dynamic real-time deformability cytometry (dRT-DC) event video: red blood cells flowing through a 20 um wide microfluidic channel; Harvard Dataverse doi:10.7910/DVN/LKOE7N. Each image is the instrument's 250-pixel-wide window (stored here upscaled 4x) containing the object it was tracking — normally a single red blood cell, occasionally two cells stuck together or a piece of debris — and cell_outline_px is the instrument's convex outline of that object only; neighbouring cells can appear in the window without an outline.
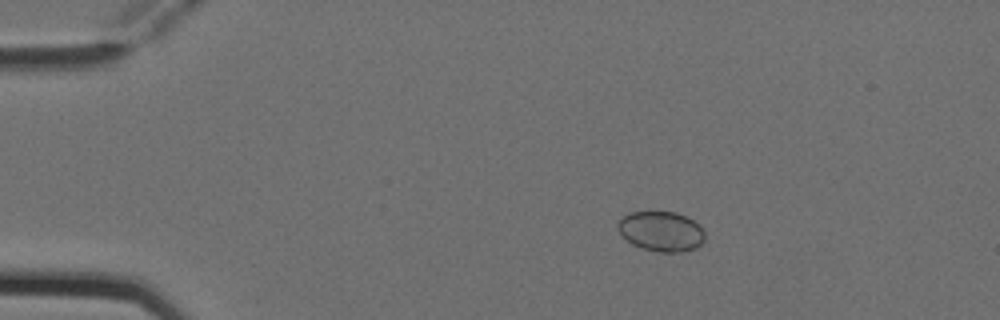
{"species": "Egyptian fruit bat (a non-hibernating species)", "species_latin": "Rousettus aegyptiacus", "temperature_condition": "cold", "stored_images_in_passage": 4, "camera_frame_rate_fps": 3000, "um_per_image_px": 0.085, "animal": {"sex": "female"}, "frame": {"image": 1, "passage_image": 1, "time_ms": 0.0, "image_size_px": [1000, 320], "cell_outline_px": [[704, 240], [696, 248], [680, 252], [660, 252], [640, 248], [632, 244], [616, 228], [616, 224], [628, 212], [676, 212], [700, 224], [704, 232]], "centroid_in_image_um": [56.2, 19.66], "position_along_channel_um": 28.8, "area_um2": 20.23}}
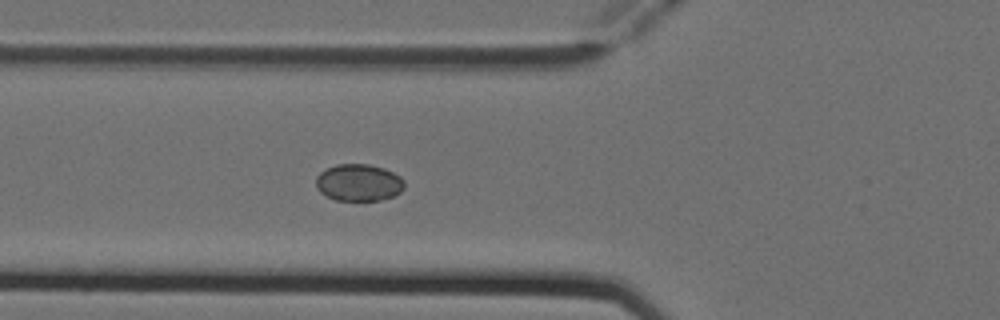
{"frame": {"image": 2, "passage_image": 4, "time_ms": 1.0, "image_size_px": [1000, 320], "cell_outline_px": [[404, 188], [400, 192], [392, 196], [380, 200], [336, 200], [320, 192], [316, 188], [316, 176], [324, 168], [336, 164], [368, 164], [384, 168], [400, 176], [404, 180]], "centroid_in_image_um": [30.47, 15.5], "position_along_channel_um": 95.3, "area_um2": 19.13}}